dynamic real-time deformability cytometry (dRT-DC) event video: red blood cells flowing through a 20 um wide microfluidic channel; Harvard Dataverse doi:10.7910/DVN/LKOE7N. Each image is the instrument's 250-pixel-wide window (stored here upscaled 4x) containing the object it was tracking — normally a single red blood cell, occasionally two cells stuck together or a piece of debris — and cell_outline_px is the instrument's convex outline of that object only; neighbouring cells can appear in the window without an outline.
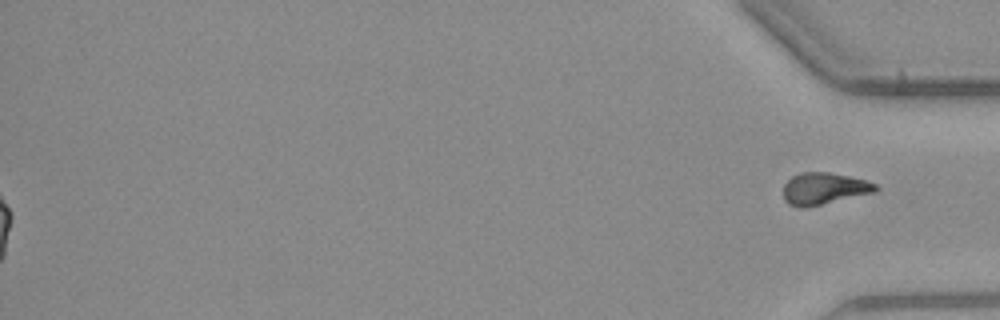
{"species": "common noctule bat (a hibernating species)", "species_latin": "Nyctalus noctula", "temperature_condition": "warm", "stored_images_in_passage": 55, "segment_of_instrument_passage": [2, 2], "camera_frame_rate_fps": 3000, "um_per_image_px": 0.085, "animal": {"sex": "male", "body_mass_g": 23.1, "forearm_length_mm": 52.7}, "frame": {"image": 1, "passage_image": 55, "time_ms": 18.0, "image_size_px": [1000, 320], "cell_outline_px": [[880, 188], [876, 192], [804, 208], [796, 208], [788, 204], [784, 200], [784, 184], [792, 176], [800, 172], [828, 172], [868, 180], [876, 184]], "centroid_in_image_um": [70.04, 16.03], "position_along_channel_um": 365.2, "area_um2": 17.28}}